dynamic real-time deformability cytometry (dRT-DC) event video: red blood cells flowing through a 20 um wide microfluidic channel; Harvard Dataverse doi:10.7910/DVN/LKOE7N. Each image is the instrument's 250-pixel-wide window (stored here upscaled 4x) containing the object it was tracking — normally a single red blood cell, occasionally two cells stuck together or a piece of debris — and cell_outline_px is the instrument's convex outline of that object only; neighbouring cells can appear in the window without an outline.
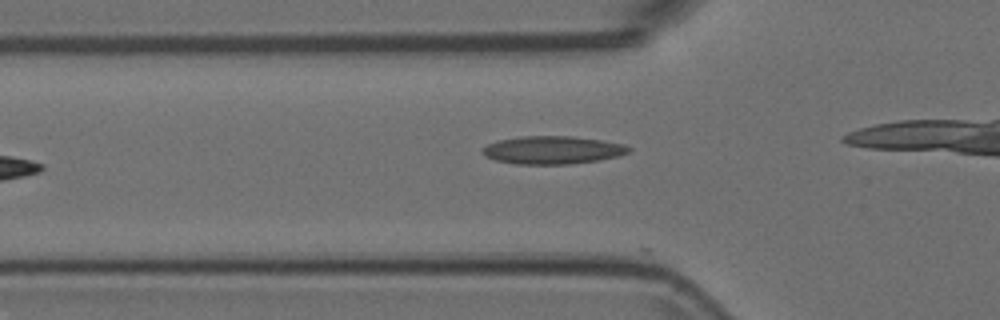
{"species": "Egyptian fruit bat (a non-hibernating species)", "species_latin": "Rousettus aegyptiacus", "temperature_condition": "room temperature", "stored_images_in_passage": 7, "camera_frame_rate_fps": 3000, "um_per_image_px": 0.085, "animal": {"sex": "female"}, "frame": {"image": 1, "passage_image": 2, "time_ms": 0.333, "image_size_px": [1000, 320], "cell_outline_px": [[632, 148], [628, 152], [616, 156], [600, 160], [568, 164], [516, 164], [496, 160], [484, 156], [484, 148], [488, 144], [500, 140], [520, 136], [572, 136], [600, 140], [624, 144]], "centroid_in_image_um": [46.98, 12.75], "position_along_channel_um": 78.8, "area_um2": 23.58}}
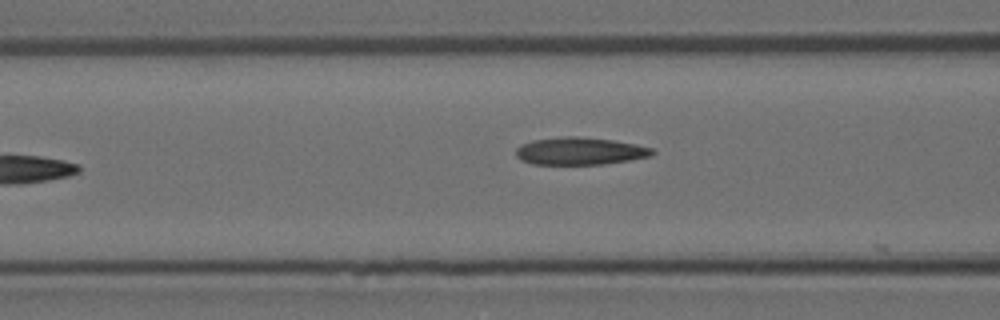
{"frame": {"image": 2, "passage_image": 5, "time_ms": 1.333, "image_size_px": [1000, 320], "cell_outline_px": [[656, 152], [652, 156], [604, 164], [532, 164], [520, 160], [516, 156], [516, 148], [520, 144], [532, 140], [560, 136], [576, 136], [612, 140], [636, 144], [652, 148]], "centroid_in_image_um": [49.27, 12.84], "position_along_channel_um": 117.3, "area_um2": 21.96}}